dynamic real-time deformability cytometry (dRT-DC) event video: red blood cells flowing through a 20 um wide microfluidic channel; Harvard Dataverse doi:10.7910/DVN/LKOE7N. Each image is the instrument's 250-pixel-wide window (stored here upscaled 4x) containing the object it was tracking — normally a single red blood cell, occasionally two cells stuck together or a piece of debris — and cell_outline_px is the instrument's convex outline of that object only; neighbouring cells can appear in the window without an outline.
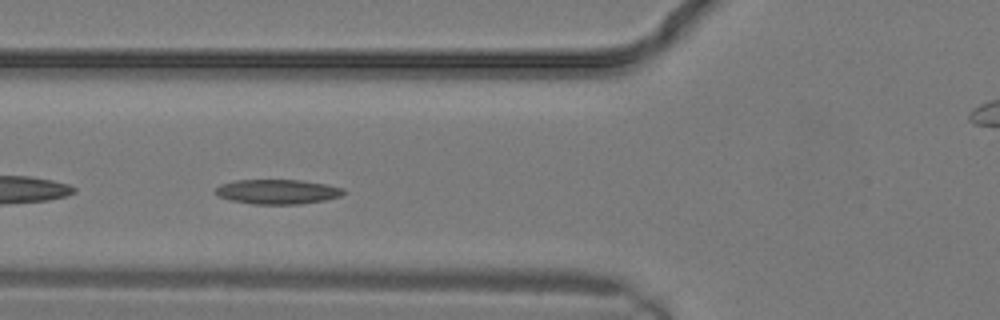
{"species": "common noctule bat (a hibernating species)", "species_latin": "Nyctalus noctula", "temperature_condition": "warm", "stored_images_in_passage": 11, "camera_frame_rate_fps": 3000, "um_per_image_px": 0.085, "animal": {"sex": "male", "body_mass_g": 19.2, "forearm_length_mm": 51.8}, "frame": {"image": 1, "passage_image": 8, "time_ms": 2.333, "image_size_px": [1000, 320], "cell_outline_px": [[348, 192], [340, 196], [324, 200], [300, 204], [252, 204], [232, 200], [216, 196], [212, 192], [220, 184], [236, 180], [304, 180], [328, 184], [344, 188]], "centroid_in_image_um": [23.59, 16.29], "position_along_channel_um": 102.2, "area_um2": 18.67}}
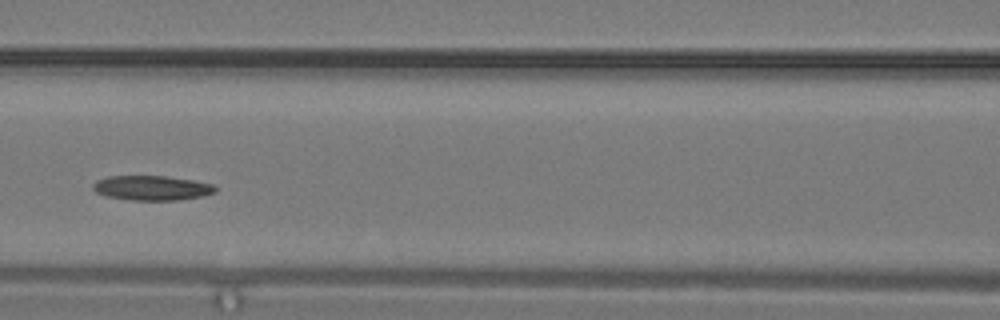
{"frame": {"image": 2, "passage_image": 10, "time_ms": 3.0, "image_size_px": [1000, 320], "cell_outline_px": [[216, 192], [200, 196], [176, 200], [132, 200], [108, 196], [96, 192], [92, 188], [92, 184], [96, 180], [108, 176], [164, 176], [192, 180], [212, 184], [216, 188]], "centroid_in_image_um": [12.87, 15.97], "position_along_channel_um": 153.7, "area_um2": 17.4}}